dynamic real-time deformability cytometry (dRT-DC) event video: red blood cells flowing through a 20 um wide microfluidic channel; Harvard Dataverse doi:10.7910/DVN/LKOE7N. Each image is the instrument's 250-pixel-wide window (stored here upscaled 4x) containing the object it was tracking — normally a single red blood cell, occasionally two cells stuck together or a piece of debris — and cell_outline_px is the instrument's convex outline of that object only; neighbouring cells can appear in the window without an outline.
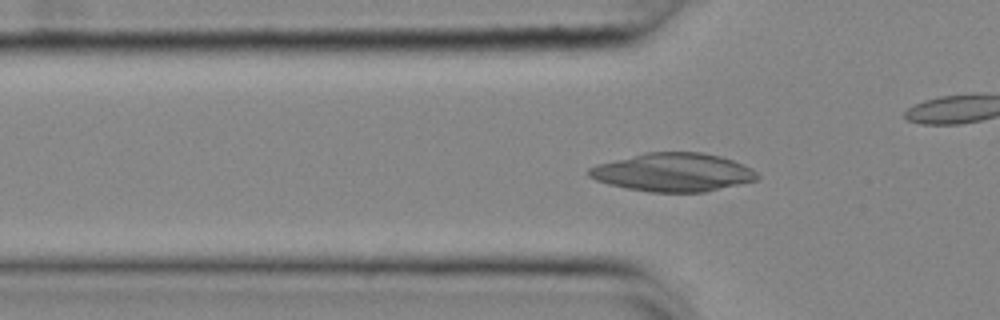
{"species": "common noctule bat (a hibernating species)", "species_latin": "Nyctalus noctula", "temperature_condition": "cold", "stored_images_in_passage": 46, "camera_frame_rate_fps": 3000, "um_per_image_px": 0.085, "animal": {"sex": "female", "body_mass_g": 25.1}, "frame": {"image": 1, "passage_image": 18, "time_ms": 5.667, "image_size_px": [1000, 320], "cell_outline_px": [[760, 180], [704, 192], [648, 192], [608, 184], [596, 180], [588, 176], [588, 168], [596, 164], [644, 152], [700, 152], [720, 156], [744, 164], [752, 168], [760, 176]], "centroid_in_image_um": [57.23, 14.64], "position_along_channel_um": 68.6, "area_um2": 37.92}}
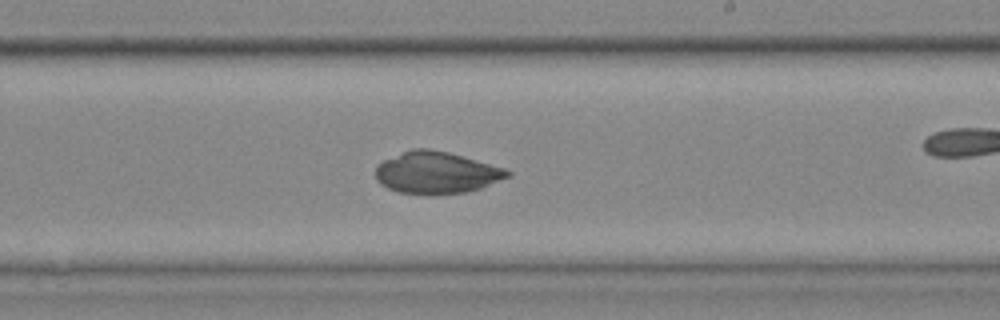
{"frame": {"image": 2, "passage_image": 33, "time_ms": 10.667, "image_size_px": [1000, 320], "cell_outline_px": [[512, 176], [480, 188], [468, 192], [432, 196], [400, 192], [388, 188], [380, 184], [376, 180], [376, 168], [384, 160], [412, 148], [428, 148], [448, 152], [504, 168], [512, 172]], "centroid_in_image_um": [37.11, 14.7], "position_along_channel_um": 251.9, "area_um2": 32.37}}
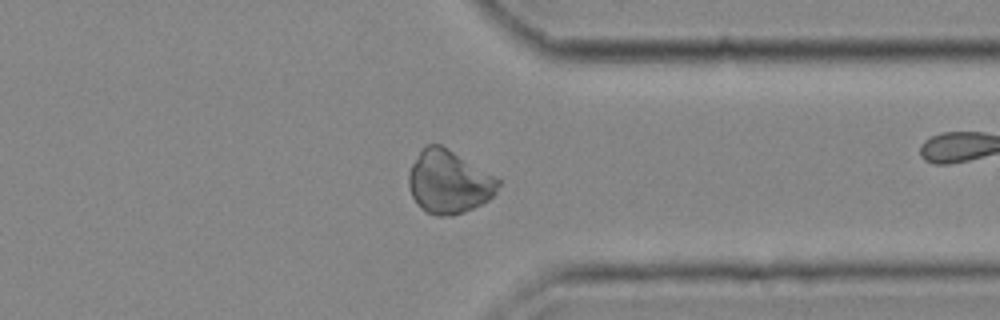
{"frame": {"image": 3, "passage_image": 43, "time_ms": 14.0, "image_size_px": [1000, 320], "cell_outline_px": [[504, 180], [496, 192], [488, 200], [464, 212], [452, 216], [436, 216], [424, 212], [420, 208], [412, 196], [408, 184], [408, 172], [412, 164], [420, 152], [428, 144], [440, 144]], "centroid_in_image_um": [38.17, 15.48], "position_along_channel_um": 373.2, "area_um2": 33.18}}